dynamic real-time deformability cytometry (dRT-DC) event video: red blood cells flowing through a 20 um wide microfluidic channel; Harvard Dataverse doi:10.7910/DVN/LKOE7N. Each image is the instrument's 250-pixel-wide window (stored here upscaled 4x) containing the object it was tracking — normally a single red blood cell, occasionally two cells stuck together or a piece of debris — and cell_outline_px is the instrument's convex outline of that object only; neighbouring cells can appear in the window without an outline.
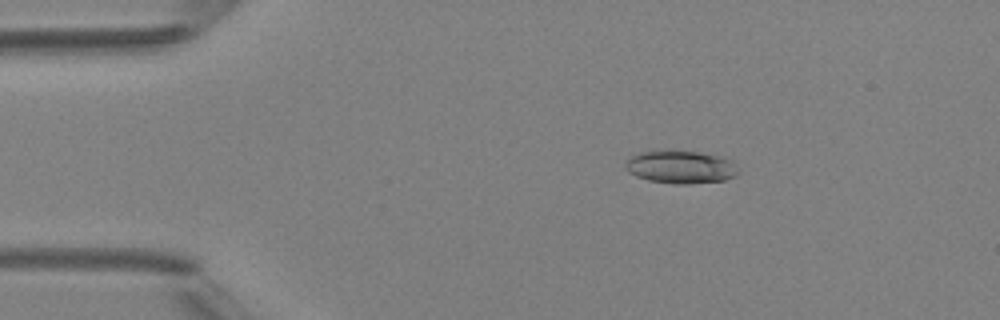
{"species": "Egyptian fruit bat (a non-hibernating species)", "species_latin": "Rousettus aegyptiacus", "temperature_condition": "room temperature", "stored_images_in_passage": 47, "camera_frame_rate_fps": 3000, "um_per_image_px": 0.085, "animal": {"sex": "female"}, "frame": {"image": 1, "passage_image": 7, "time_ms": 2.0, "image_size_px": [1000, 320], "cell_outline_px": [[740, 172], [736, 176], [724, 180], [688, 184], [672, 184], [648, 180], [636, 176], [628, 172], [624, 168], [624, 164], [628, 156], [640, 152], [696, 152], [724, 156], [732, 160]], "centroid_in_image_um": [57.86, 14.21], "position_along_channel_um": 27.1, "area_um2": 21.68}}
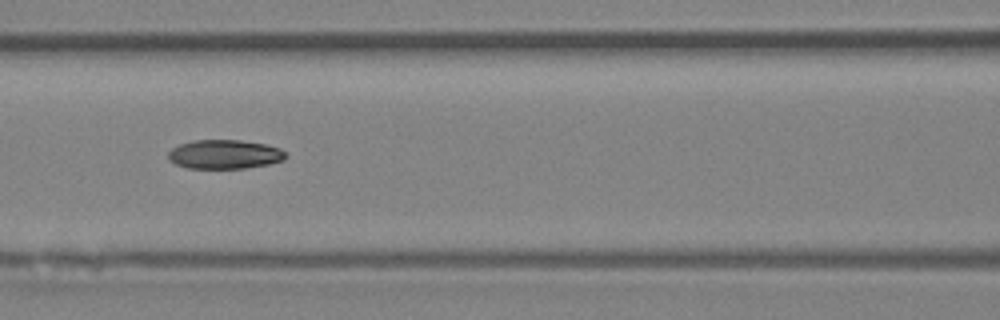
{"frame": {"image": 2, "passage_image": 20, "time_ms": 6.333, "image_size_px": [1000, 320], "cell_outline_px": [[288, 156], [284, 160], [268, 164], [244, 168], [188, 168], [176, 164], [168, 160], [168, 152], [172, 148], [180, 144], [196, 140], [240, 140], [264, 144], [280, 148]], "centroid_in_image_um": [19.08, 13.12], "position_along_channel_um": 147.5, "area_um2": 19.83}}
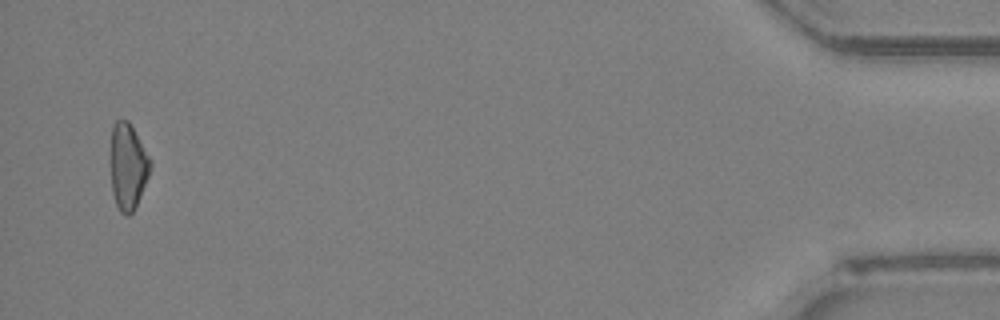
{"frame": {"image": 3, "passage_image": 46, "time_ms": 15.0, "image_size_px": [1000, 320], "cell_outline_px": [[152, 164], [148, 176], [136, 208], [128, 216], [124, 216], [120, 212], [116, 204], [112, 192], [112, 124], [116, 120], [128, 120], [152, 160]], "centroid_in_image_um": [10.9, 14.17], "position_along_channel_um": 424.3, "area_um2": 19.77}, "authors_computed_cell_mechanics": {"area_um2": 20.2878, "velocity_mm_per_s": 4.2214, "shape_relaxation_time_tau1_ms": 7.867, "shape_relaxation_time_tau2_ms": 4.1265, "deformation_change_tau1": 0.1909, "deformation_change_tau2": 0.1073}}